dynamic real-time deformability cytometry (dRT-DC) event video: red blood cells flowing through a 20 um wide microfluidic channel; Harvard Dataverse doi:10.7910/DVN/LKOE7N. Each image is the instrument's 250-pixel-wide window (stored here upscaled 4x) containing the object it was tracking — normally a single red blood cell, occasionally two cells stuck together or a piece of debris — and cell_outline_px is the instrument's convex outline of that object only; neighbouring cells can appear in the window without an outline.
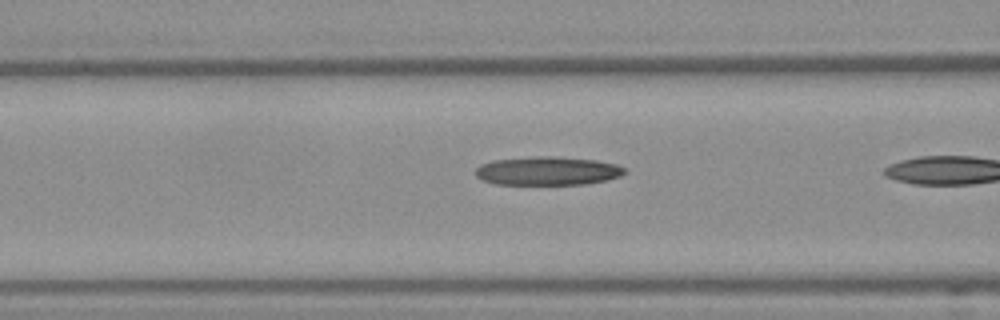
{"species": "Egyptian fruit bat (a non-hibernating species)", "species_latin": "Rousettus aegyptiacus", "temperature_condition": "warm", "stored_images_in_passage": 21, "camera_frame_rate_fps": 3000, "um_per_image_px": 0.085, "frame": {"image": 1, "passage_image": 16, "time_ms": 5.0, "image_size_px": [1000, 320], "cell_outline_px": [[628, 172], [620, 176], [608, 180], [584, 184], [496, 184], [480, 180], [476, 176], [476, 168], [480, 164], [492, 160], [540, 156], [552, 156], [596, 160], [616, 164], [624, 168]], "centroid_in_image_um": [46.54, 14.53], "position_along_channel_um": 120.1, "area_um2": 24.91}}